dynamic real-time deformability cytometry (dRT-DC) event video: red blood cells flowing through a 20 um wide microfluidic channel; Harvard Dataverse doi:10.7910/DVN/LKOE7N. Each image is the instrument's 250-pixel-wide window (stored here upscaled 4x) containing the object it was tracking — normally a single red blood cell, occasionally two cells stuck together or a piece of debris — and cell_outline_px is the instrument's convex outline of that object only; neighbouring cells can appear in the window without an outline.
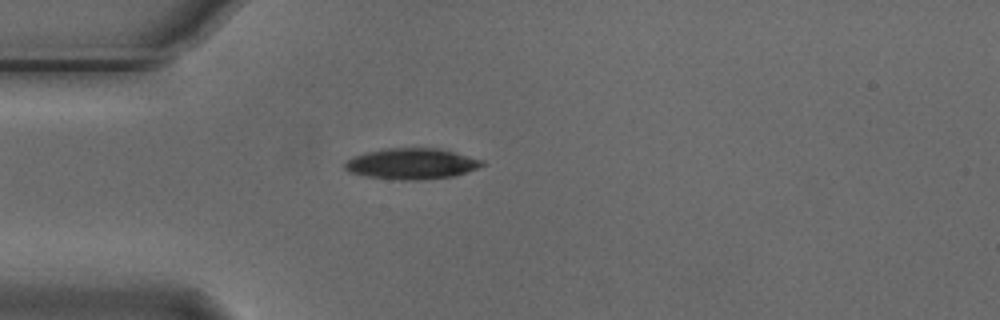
{"species": "Egyptian fruit bat (a non-hibernating species)", "species_latin": "Rousettus aegyptiacus", "temperature_condition": "cold", "stored_images_in_passage": 5, "camera_frame_rate_fps": 3000, "um_per_image_px": 0.085, "animal": {"sex": "male"}, "frame": {"image": 1, "passage_image": 5, "time_ms": 1.333, "image_size_px": [1000, 320], "cell_outline_px": [[484, 164], [468, 172], [452, 176], [420, 180], [400, 180], [368, 176], [348, 172], [344, 168], [344, 164], [352, 156], [384, 148], [440, 148], [484, 160]], "centroid_in_image_um": [34.99, 13.91], "position_along_channel_um": 50.0, "area_um2": 24.68}}